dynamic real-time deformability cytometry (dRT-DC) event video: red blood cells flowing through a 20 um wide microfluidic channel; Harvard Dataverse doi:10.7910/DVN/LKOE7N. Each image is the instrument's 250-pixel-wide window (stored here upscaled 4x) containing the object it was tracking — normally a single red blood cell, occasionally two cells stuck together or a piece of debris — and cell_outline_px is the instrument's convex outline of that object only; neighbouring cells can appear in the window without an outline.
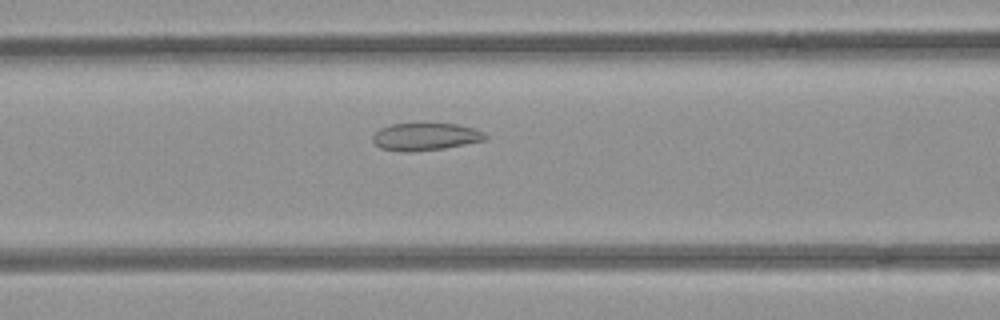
{"species": "common noctule bat (a hibernating species)", "species_latin": "Nyctalus noctula", "temperature_condition": "room temperature", "stored_images_in_passage": 34, "camera_frame_rate_fps": 3000, "um_per_image_px": 0.085, "animal": {"sex": "female", "body_mass_g": 21.9}, "frame": {"image": 1, "passage_image": 7, "time_ms": 2.0, "image_size_px": [1000, 320], "cell_outline_px": [[488, 136], [484, 140], [444, 148], [412, 152], [400, 152], [380, 148], [372, 140], [372, 136], [380, 128], [392, 124], [456, 124], [472, 128], [484, 132]], "centroid_in_image_um": [36.12, 11.63], "position_along_channel_um": 130.5, "area_um2": 17.86}}
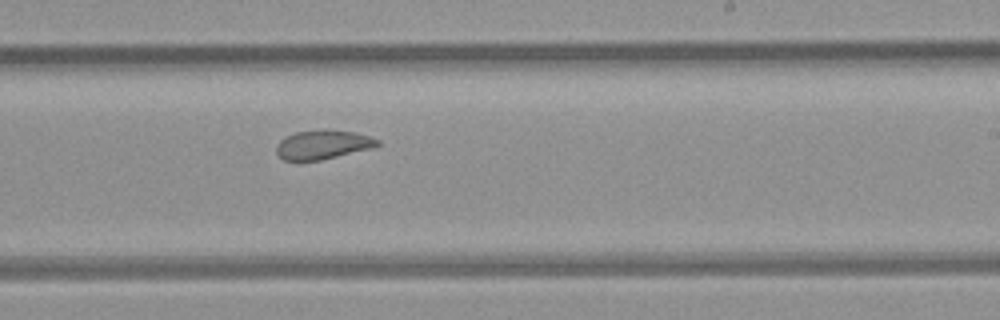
{"frame": {"image": 2, "passage_image": 17, "time_ms": 5.333, "image_size_px": [1000, 320], "cell_outline_px": [[380, 144], [372, 148], [320, 160], [284, 160], [276, 152], [276, 144], [280, 140], [296, 132], [324, 128], [356, 132], [380, 140]], "centroid_in_image_um": [27.45, 12.27], "position_along_channel_um": 261.5, "area_um2": 17.17}}
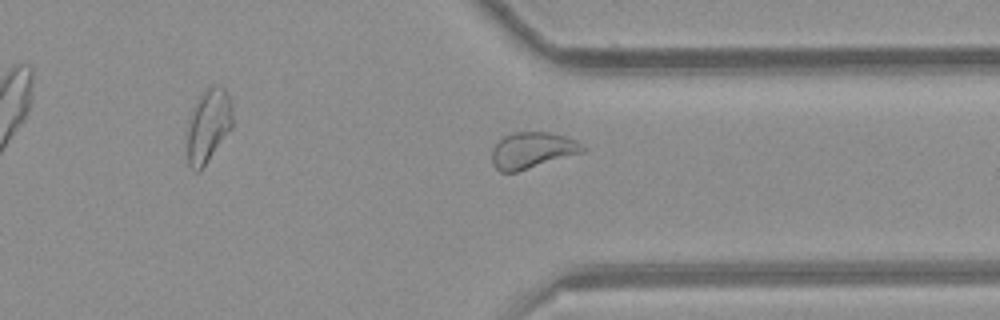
{"frame": {"image": 3, "passage_image": 25, "time_ms": 8.0, "image_size_px": [1000, 320], "cell_outline_px": [[588, 148], [584, 152], [516, 172], [500, 172], [492, 164], [492, 148], [504, 136], [516, 132], [548, 132], [564, 136], [576, 140]], "centroid_in_image_um": [45.25, 12.78], "position_along_channel_um": 366.1, "area_um2": 19.13}}